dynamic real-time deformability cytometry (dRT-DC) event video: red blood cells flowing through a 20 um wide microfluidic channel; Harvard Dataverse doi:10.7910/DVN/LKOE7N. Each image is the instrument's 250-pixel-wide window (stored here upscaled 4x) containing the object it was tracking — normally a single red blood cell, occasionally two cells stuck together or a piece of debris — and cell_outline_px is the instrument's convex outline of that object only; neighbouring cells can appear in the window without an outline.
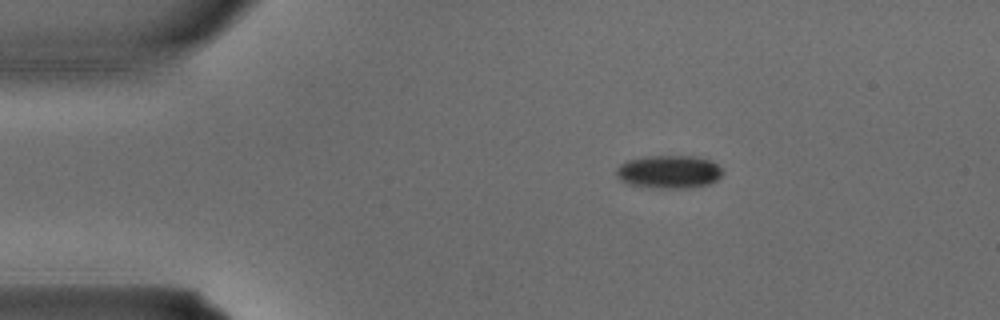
{"species": "common noctule bat (a hibernating species)", "species_latin": "Nyctalus noctula", "temperature_condition": "warm", "stored_images_in_passage": 3, "camera_frame_rate_fps": 3000, "um_per_image_px": 0.085, "animal": {"sex": "male", "body_mass_g": 15.6}, "frame": {"image": 1, "passage_image": 3, "time_ms": 0.667, "image_size_px": [1000, 320], "cell_outline_px": [[724, 172], [716, 180], [708, 184], [688, 188], [652, 188], [628, 184], [620, 180], [616, 176], [616, 168], [620, 164], [628, 160], [648, 156], [692, 156], [712, 160]], "centroid_in_image_um": [56.84, 14.61], "position_along_channel_um": 28.2, "area_um2": 20.58}}